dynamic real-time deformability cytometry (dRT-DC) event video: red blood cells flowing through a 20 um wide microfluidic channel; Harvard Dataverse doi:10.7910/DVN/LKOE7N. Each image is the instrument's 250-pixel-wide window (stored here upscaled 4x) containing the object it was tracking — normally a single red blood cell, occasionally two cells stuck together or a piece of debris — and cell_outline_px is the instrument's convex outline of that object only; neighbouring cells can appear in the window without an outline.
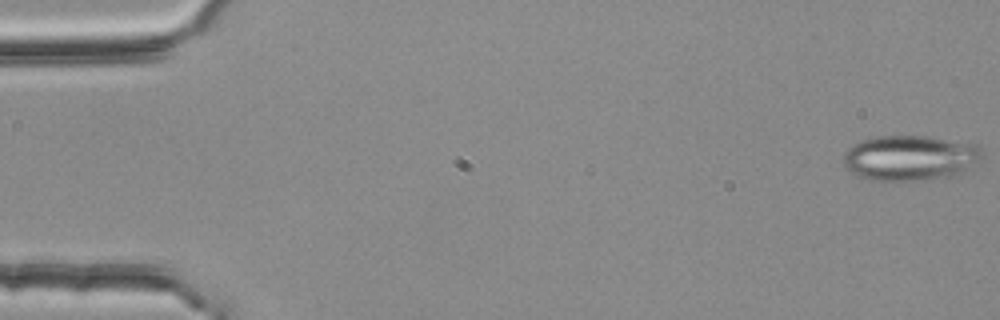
{"species": "common noctule bat (a hibernating species)", "species_latin": "Nyctalus noctula", "temperature_condition": "room temperature", "stored_images_in_passage": 55, "camera_frame_rate_fps": 3000, "um_per_image_px": 0.085, "animal": {"sex": "female", "body_mass_g": 25.1}, "frame": {"image": 1, "passage_image": 1, "time_ms": 0.0, "image_size_px": [1000, 320], "cell_outline_px": [[984, 152], [980, 160], [964, 172], [952, 176], [924, 180], [872, 180], [860, 176], [852, 172], [844, 164], [844, 152], [848, 148], [864, 140], [876, 136], [928, 136], [980, 144], [984, 148]], "centroid_in_image_um": [77.45, 13.41], "position_along_channel_um": 7.6, "area_um2": 36.76}}
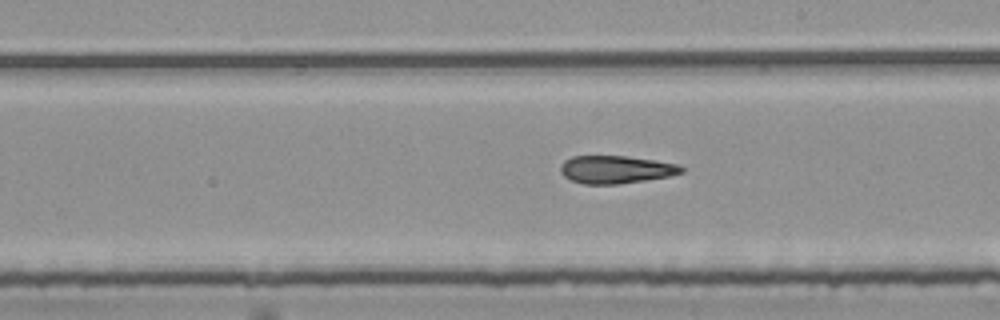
{"frame": {"image": 2, "passage_image": 31, "time_ms": 10.0, "image_size_px": [1000, 320], "cell_outline_px": [[684, 172], [668, 176], [644, 180], [616, 184], [584, 184], [572, 180], [564, 176], [560, 172], [560, 164], [564, 160], [572, 156], [624, 156], [656, 160], [676, 164], [684, 168]], "centroid_in_image_um": [52.31, 14.4], "position_along_channel_um": 236.7, "area_um2": 19.48}}
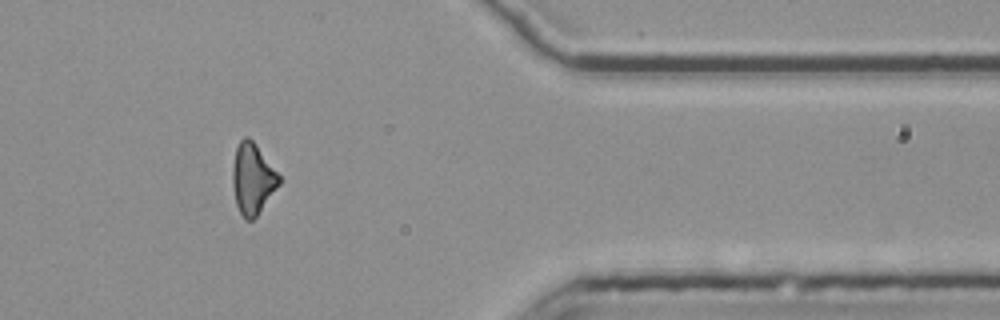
{"frame": {"image": 3, "passage_image": 45, "time_ms": 14.667, "image_size_px": [1000, 320], "cell_outline_px": [[280, 184], [256, 216], [252, 220], [244, 220], [236, 204], [232, 184], [232, 168], [236, 148], [240, 140], [244, 136], [248, 136], [256, 144], [280, 176]], "centroid_in_image_um": [21.45, 15.19], "position_along_channel_um": 389.9, "area_um2": 19.07}, "authors_computed_cell_mechanics": {"area_um2": 20.2878, "velocity_mm_per_s": 3.7955, "shape_relaxation_time_tau1_ms": null, "shape_relaxation_time_tau2_ms": 8.7049, "deformation_change_tau1": null, "deformation_change_tau2": 0.2194}}